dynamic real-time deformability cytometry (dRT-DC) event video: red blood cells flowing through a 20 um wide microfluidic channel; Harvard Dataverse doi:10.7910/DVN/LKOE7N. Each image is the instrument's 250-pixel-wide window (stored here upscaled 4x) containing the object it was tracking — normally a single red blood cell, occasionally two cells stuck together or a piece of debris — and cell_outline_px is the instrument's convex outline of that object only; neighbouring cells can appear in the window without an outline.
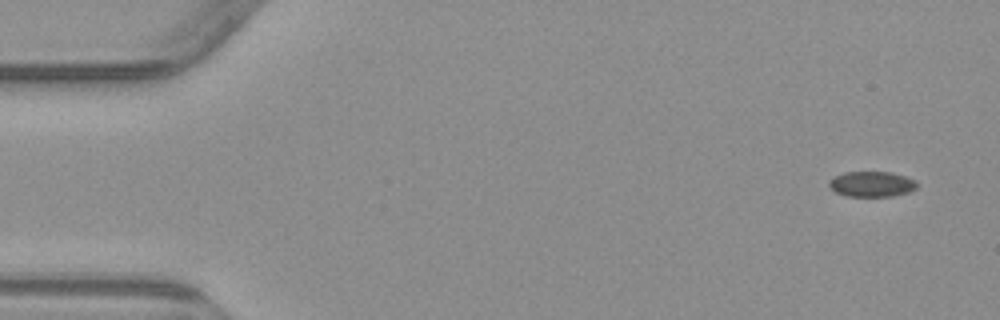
{"species": "common noctule bat (a hibernating species)", "species_latin": "Nyctalus noctula", "temperature_condition": "warm", "stored_images_in_passage": 6, "camera_frame_rate_fps": 3000, "um_per_image_px": 0.085, "animal": {"sex": "male", "body_mass_g": 23.1, "forearm_length_mm": 52.7}, "frame": {"image": 1, "passage_image": 1, "time_ms": 0.0, "image_size_px": [1000, 320], "cell_outline_px": [[916, 188], [908, 192], [892, 196], [844, 196], [836, 192], [828, 184], [828, 180], [844, 172], [892, 172], [916, 180]], "centroid_in_image_um": [74.08, 15.64], "position_along_channel_um": 10.9, "area_um2": 12.95}}
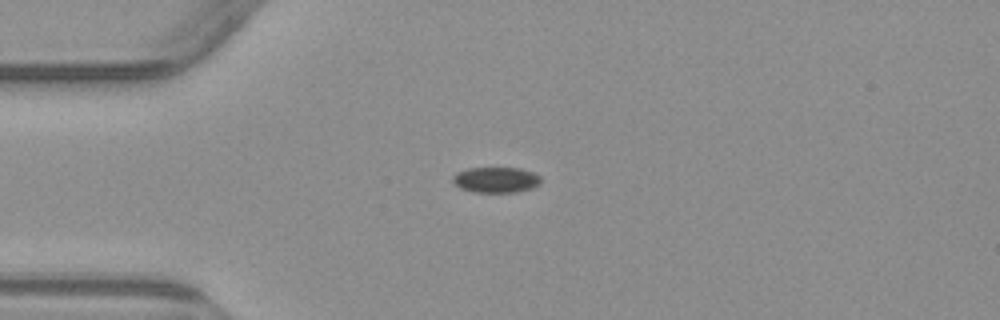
{"frame": {"image": 2, "passage_image": 4, "time_ms": 3.667, "image_size_px": [1000, 320], "cell_outline_px": [[540, 184], [532, 188], [516, 192], [476, 192], [460, 188], [452, 180], [452, 176], [456, 172], [468, 168], [520, 168], [532, 172], [540, 176]], "centroid_in_image_um": [42.15, 15.28], "position_along_channel_um": 42.8, "area_um2": 13.12}}
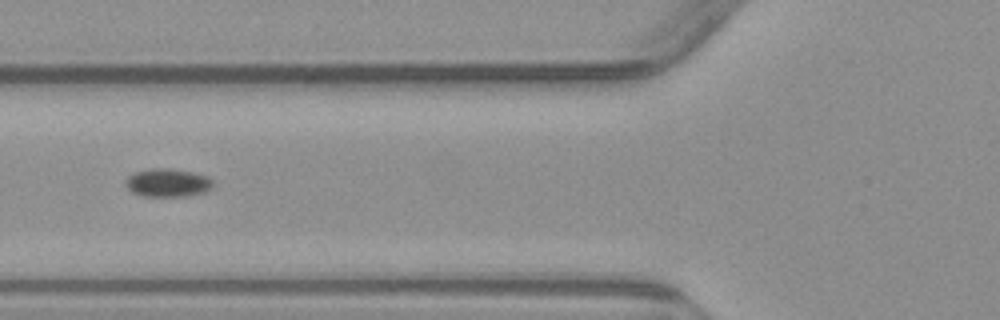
{"frame": {"image": 3, "passage_image": 6, "time_ms": 6.0, "image_size_px": [1000, 320], "cell_outline_px": [[216, 184], [212, 188], [204, 192], [184, 196], [144, 196], [132, 192], [124, 184], [124, 180], [128, 176], [136, 172], [152, 168], [172, 168], [192, 172], [208, 176]], "centroid_in_image_um": [14.27, 15.52], "position_along_channel_um": 111.5, "area_um2": 14.51}}